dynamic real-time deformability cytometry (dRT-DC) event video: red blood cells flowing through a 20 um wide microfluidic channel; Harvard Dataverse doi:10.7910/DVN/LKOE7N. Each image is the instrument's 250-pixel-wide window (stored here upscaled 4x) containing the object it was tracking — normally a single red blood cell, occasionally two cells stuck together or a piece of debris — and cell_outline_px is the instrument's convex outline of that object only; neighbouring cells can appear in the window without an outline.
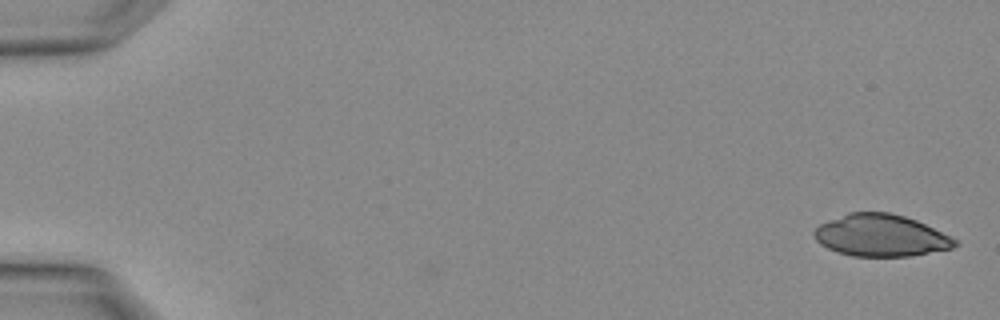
{"species": "Egyptian fruit bat (a non-hibernating species)", "species_latin": "Rousettus aegyptiacus", "temperature_condition": "warm", "stored_images_in_passage": 3, "camera_frame_rate_fps": 3000, "um_per_image_px": 0.085, "animal": {"sex": "female"}, "frame": {"image": 1, "passage_image": 3, "time_ms": 0.667, "image_size_px": [1000, 320], "cell_outline_px": [[960, 244], [952, 248], [908, 256], [852, 256], [828, 248], [820, 244], [816, 240], [812, 232], [820, 224], [828, 220], [848, 212], [888, 212], [904, 216], [916, 220], [956, 240]], "centroid_in_image_um": [74.83, 20.01], "position_along_channel_um": 10.2, "area_um2": 34.04}}